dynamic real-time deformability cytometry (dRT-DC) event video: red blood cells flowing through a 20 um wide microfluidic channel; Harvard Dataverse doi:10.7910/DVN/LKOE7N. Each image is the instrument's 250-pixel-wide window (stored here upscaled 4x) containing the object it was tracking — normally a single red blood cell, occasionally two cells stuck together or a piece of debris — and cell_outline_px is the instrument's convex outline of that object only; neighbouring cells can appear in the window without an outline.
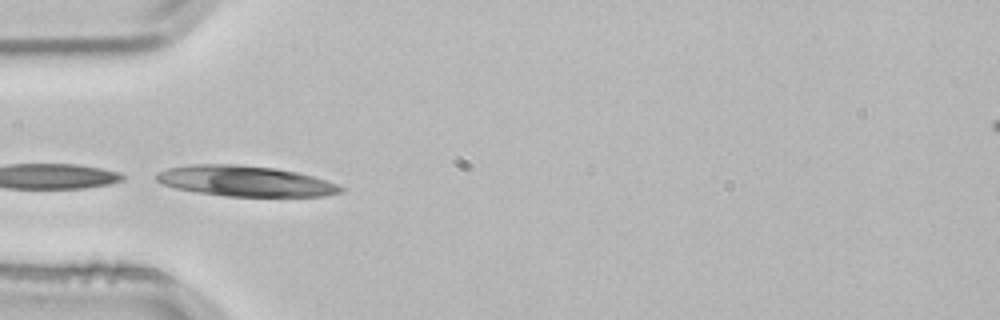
{"species": "common noctule bat (a hibernating species)", "species_latin": "Nyctalus noctula", "temperature_condition": "room temperature", "stored_images_in_passage": 3, "camera_frame_rate_fps": 3000, "um_per_image_px": 0.085, "animal": {"sex": "male", "body_mass_g": 21.5, "forearm_length_mm": 52.0}, "frame": {"image": 1, "passage_image": 2, "time_ms": 0.333, "image_size_px": [1000, 320], "cell_outline_px": [[344, 188], [340, 192], [324, 196], [224, 196], [196, 192], [176, 188], [164, 184], [156, 180], [156, 172], [168, 168], [192, 164], [236, 164], [276, 168], [296, 172], [312, 176], [340, 184]], "centroid_in_image_um": [20.84, 15.39], "position_along_channel_um": 64.2, "area_um2": 32.77}}